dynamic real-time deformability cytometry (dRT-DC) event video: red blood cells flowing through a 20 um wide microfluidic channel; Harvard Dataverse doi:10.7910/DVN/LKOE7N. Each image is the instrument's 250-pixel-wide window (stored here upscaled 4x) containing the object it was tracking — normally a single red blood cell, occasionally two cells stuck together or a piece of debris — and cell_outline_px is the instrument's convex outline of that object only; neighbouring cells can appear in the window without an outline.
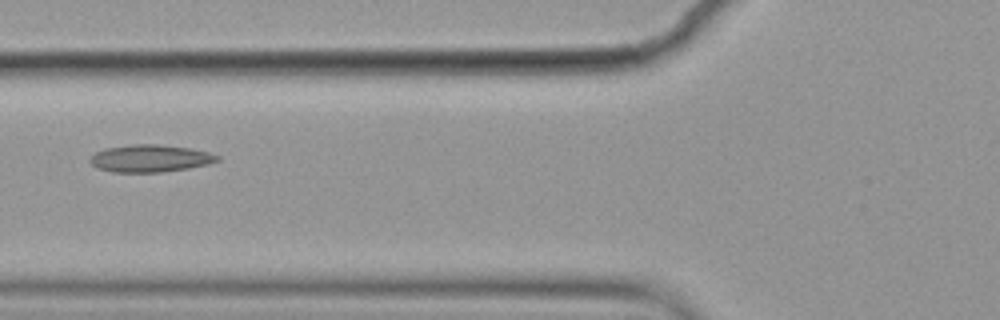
{"species": "common noctule bat (a hibernating species)", "species_latin": "Nyctalus noctula", "temperature_condition": "cold", "stored_images_in_passage": 12, "camera_frame_rate_fps": 3000, "um_per_image_px": 0.085, "animal": {"sex": "female", "body_mass_g": 19.9}, "frame": {"image": 1, "passage_image": 3, "time_ms": 0.667, "image_size_px": [1000, 320], "cell_outline_px": [[220, 160], [208, 164], [188, 168], [160, 172], [112, 172], [96, 168], [88, 160], [96, 152], [104, 148], [132, 144], [156, 144], [192, 148], [208, 152], [220, 156]], "centroid_in_image_um": [12.76, 13.46], "position_along_channel_um": 113.0, "area_um2": 20.35}}
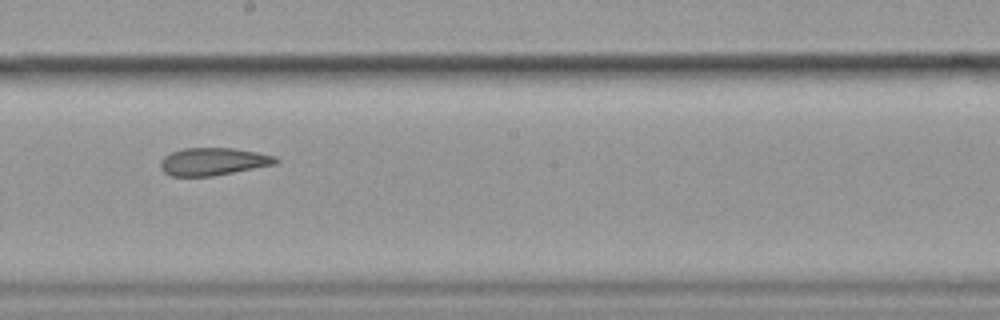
{"frame": {"image": 2, "passage_image": 6, "time_ms": 1.667, "image_size_px": [1000, 320], "cell_outline_px": [[280, 160], [276, 164], [212, 176], [168, 176], [160, 168], [160, 160], [164, 156], [172, 152], [184, 148], [232, 148], [256, 152], [276, 156]], "centroid_in_image_um": [18.1, 13.73], "position_along_channel_um": 230.1, "area_um2": 18.55}}
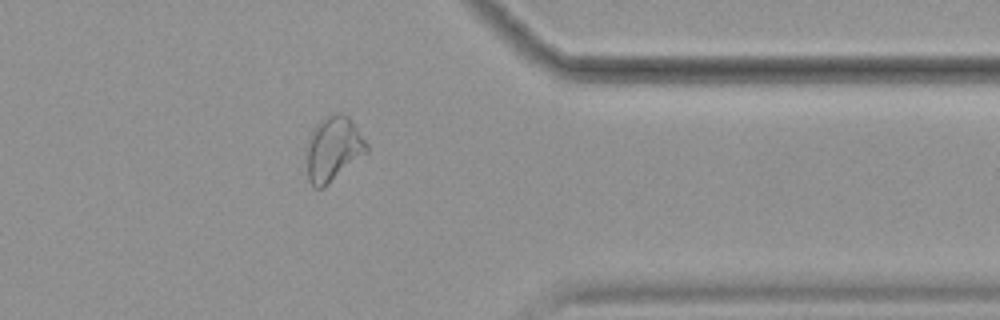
{"frame": {"image": 3, "passage_image": 10, "time_ms": 3.0, "image_size_px": [1000, 320], "cell_outline_px": [[368, 152], [324, 188], [316, 188], [308, 180], [304, 156], [304, 144], [312, 128], [320, 120], [336, 112], [340, 112], [348, 116], [368, 144]], "centroid_in_image_um": [28.26, 12.66], "position_along_channel_um": 383.1, "area_um2": 23.35}}